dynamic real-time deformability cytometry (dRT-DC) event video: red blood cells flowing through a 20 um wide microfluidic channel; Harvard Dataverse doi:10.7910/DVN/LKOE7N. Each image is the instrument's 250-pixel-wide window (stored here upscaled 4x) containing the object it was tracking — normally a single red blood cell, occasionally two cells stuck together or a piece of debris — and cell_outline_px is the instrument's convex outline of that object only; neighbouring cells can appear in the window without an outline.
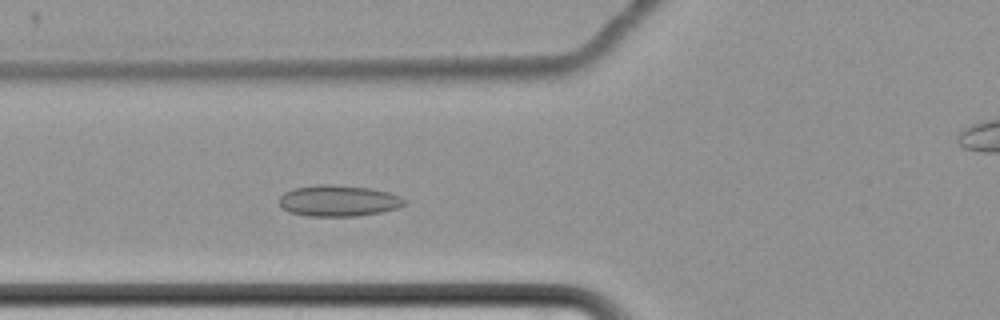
{"species": "common noctule bat (a hibernating species)", "species_latin": "Nyctalus noctula", "temperature_condition": "cold", "stored_images_in_passage": 61, "camera_frame_rate_fps": 3000, "um_per_image_px": 0.085, "animal": {"sex": "female", "body_mass_g": 22.7, "forearm_length_mm": 54.2}, "frame": {"image": 1, "passage_image": 23, "time_ms": 7.333, "image_size_px": [1000, 320], "cell_outline_px": [[404, 204], [400, 208], [380, 212], [356, 216], [308, 216], [288, 212], [280, 204], [280, 196], [284, 192], [296, 188], [316, 184], [332, 184], [372, 188], [388, 192], [400, 196], [404, 200]], "centroid_in_image_um": [28.77, 17.06], "position_along_channel_um": 97.0, "area_um2": 22.77}}
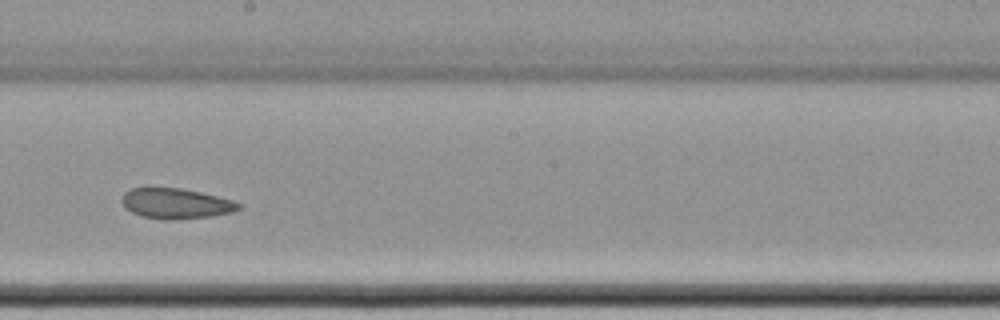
{"frame": {"image": 2, "passage_image": 35, "time_ms": 11.333, "image_size_px": [1000, 320], "cell_outline_px": [[240, 208], [232, 212], [212, 216], [172, 220], [160, 220], [140, 216], [124, 208], [120, 200], [124, 192], [132, 188], [180, 188], [200, 192], [232, 200], [240, 204]], "centroid_in_image_um": [14.89, 17.31], "position_along_channel_um": 233.3, "area_um2": 20.75}}
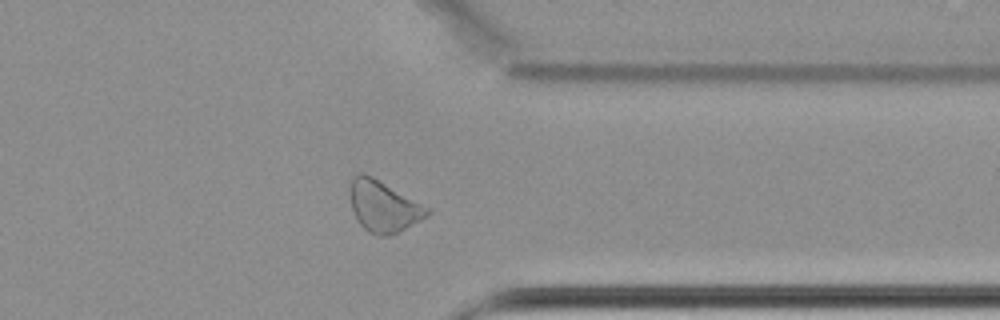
{"frame": {"image": 3, "passage_image": 48, "time_ms": 15.667, "image_size_px": [1000, 320], "cell_outline_px": [[432, 212], [428, 216], [400, 232], [388, 236], [376, 236], [368, 232], [356, 220], [352, 208], [348, 192], [348, 188], [352, 176], [360, 172], [364, 172], [372, 176], [432, 208]], "centroid_in_image_um": [32.59, 17.53], "position_along_channel_um": 378.8, "area_um2": 23.76}, "authors_computed_cell_mechanics": {"area_um2": 23.4668, "velocity_mm_per_s": 3.4144, "shape_relaxation_time_tau1_ms": null, "shape_relaxation_time_tau2_ms": 10.6938, "deformation_change_tau1": null, "deformation_change_tau2": 0.1476}}